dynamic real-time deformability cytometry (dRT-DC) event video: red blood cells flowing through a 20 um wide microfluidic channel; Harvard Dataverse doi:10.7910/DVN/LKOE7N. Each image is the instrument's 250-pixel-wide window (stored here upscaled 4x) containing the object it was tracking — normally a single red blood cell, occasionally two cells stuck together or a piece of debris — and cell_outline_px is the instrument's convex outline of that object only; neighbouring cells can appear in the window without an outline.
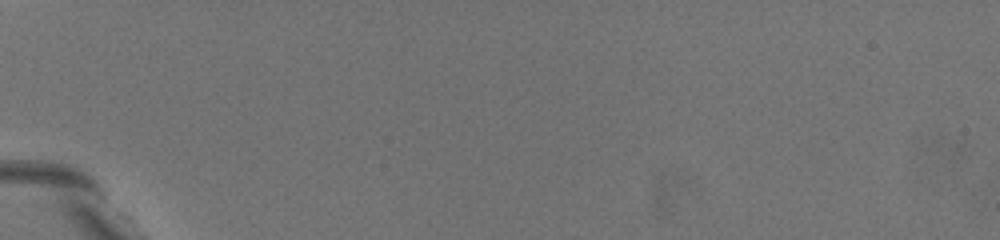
{"species": "common noctule bat (a hibernating species)", "species_latin": "Nyctalus noctula", "temperature_condition": "warm", "stored_images_in_passage": 4, "camera_frame_rate_fps": 3000, "um_per_image_px": 0.085, "animal": {"sex": "female", "body_mass_g": 19.5, "forearm_length_mm": 54.1}, "frame": {"image": 1, "passage_image": 1, "time_ms": 0.0, "image_size_px": [1000, 240], "cell_outline_px": [[192, 212], [188, 220], [156, 196], [120, 168], [116, 164], [104, 144], [124, 144], [132, 148], [144, 156]], "centroid_in_image_um": [12.48, 14.98], "position_along_channel_um": 72.5, "area_um2": 13.58}}